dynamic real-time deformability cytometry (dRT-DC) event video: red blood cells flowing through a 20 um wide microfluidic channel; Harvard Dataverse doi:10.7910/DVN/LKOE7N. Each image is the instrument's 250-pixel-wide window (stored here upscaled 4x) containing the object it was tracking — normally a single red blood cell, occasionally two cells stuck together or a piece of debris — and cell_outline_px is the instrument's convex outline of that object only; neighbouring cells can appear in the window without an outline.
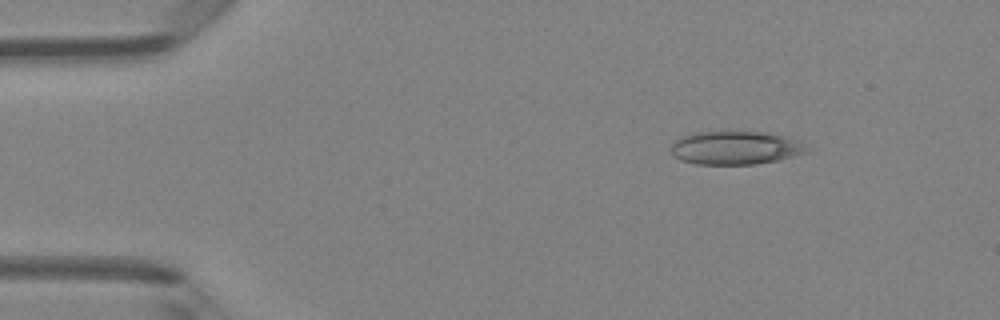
{"species": "Egyptian fruit bat (a non-hibernating species)", "species_latin": "Rousettus aegyptiacus", "temperature_condition": "room temperature", "stored_images_in_passage": 4, "camera_frame_rate_fps": 3000, "um_per_image_px": 0.085, "animal": {"sex": "female"}, "frame": {"image": 1, "passage_image": 2, "time_ms": 0.333, "image_size_px": [1000, 320], "cell_outline_px": [[816, 148], [812, 152], [776, 160], [756, 164], [696, 164], [680, 160], [672, 152], [672, 144], [676, 140], [684, 136], [696, 132], [764, 132], [784, 136]], "centroid_in_image_um": [62.61, 12.57], "position_along_channel_um": 22.4, "area_um2": 26.41}}